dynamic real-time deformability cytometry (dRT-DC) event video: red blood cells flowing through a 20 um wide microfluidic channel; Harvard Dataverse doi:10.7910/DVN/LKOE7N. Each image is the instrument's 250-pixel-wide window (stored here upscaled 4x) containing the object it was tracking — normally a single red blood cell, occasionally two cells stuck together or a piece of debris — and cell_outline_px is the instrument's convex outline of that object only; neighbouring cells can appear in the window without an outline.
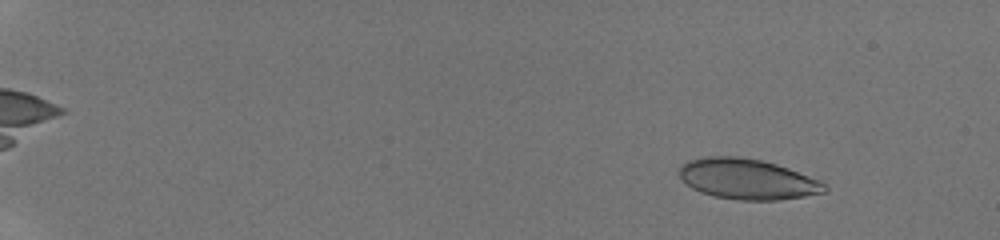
{"species": "human", "species_latin": "Homo sapiens", "temperature_condition": "room temperature", "stored_images_in_passage": 34, "camera_frame_rate_fps": 3000, "um_per_image_px": 0.085, "donor": {"sex": "male"}, "frame": {"image": 1, "passage_image": 6, "time_ms": 2.0, "image_size_px": [1000, 240], "cell_outline_px": [[828, 188], [824, 192], [804, 196], [776, 200], [740, 200], [712, 196], [700, 192], [692, 188], [680, 176], [680, 164], [688, 160], [704, 156], [736, 156], [760, 160], [776, 164], [824, 180]], "centroid_in_image_um": [63.55, 15.22], "position_along_channel_um": 21.4, "area_um2": 34.45}}
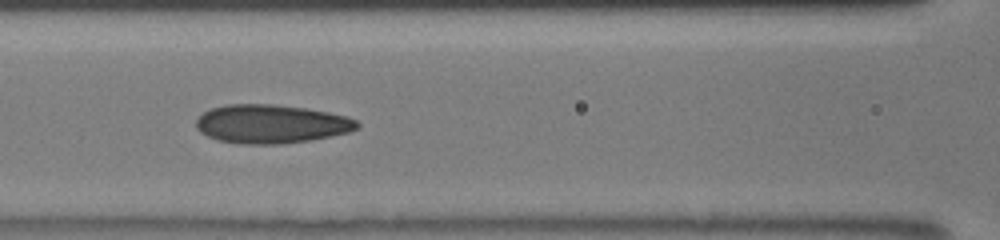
{"frame": {"image": 2, "passage_image": 30, "time_ms": 9.0, "image_size_px": [1000, 240], "cell_outline_px": [[360, 128], [348, 132], [312, 140], [280, 144], [240, 144], [220, 140], [208, 136], [200, 132], [196, 128], [196, 120], [204, 112], [212, 108], [228, 104], [272, 104], [304, 108], [328, 112], [348, 116], [356, 120], [360, 124]], "centroid_in_image_um": [23.07, 10.54], "position_along_channel_um": 143.5, "area_um2": 36.3}}
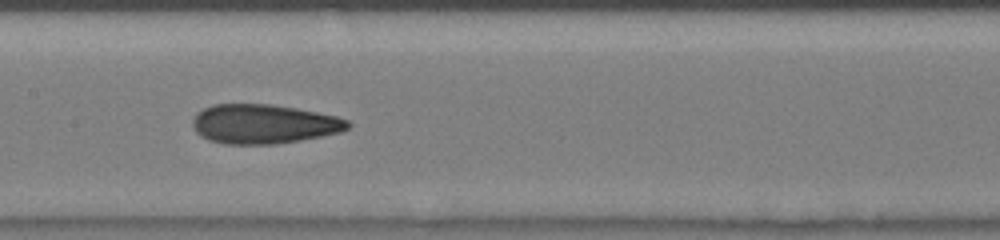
{"frame": {"image": 3, "passage_image": 33, "time_ms": 10.0, "image_size_px": [1000, 240], "cell_outline_px": [[352, 124], [348, 128], [340, 132], [300, 140], [276, 144], [224, 144], [208, 140], [200, 136], [196, 132], [192, 124], [192, 120], [196, 112], [212, 104], [268, 104], [296, 108], [336, 116], [348, 120]], "centroid_in_image_um": [22.38, 10.54], "position_along_channel_um": 185.0, "area_um2": 35.66}}